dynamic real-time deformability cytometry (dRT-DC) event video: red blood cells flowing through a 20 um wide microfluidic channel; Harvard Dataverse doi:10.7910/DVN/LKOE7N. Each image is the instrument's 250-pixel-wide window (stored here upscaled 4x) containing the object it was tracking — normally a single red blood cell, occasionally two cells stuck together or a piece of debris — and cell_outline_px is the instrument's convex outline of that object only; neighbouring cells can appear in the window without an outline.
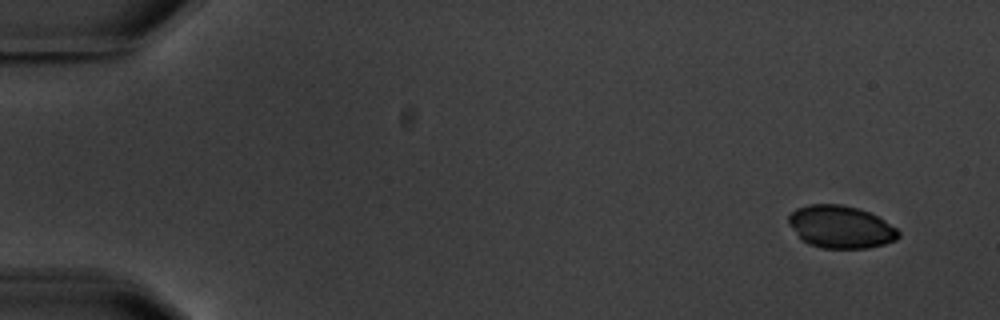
{"species": "common noctule bat (a hibernating species)", "species_latin": "Nyctalus noctula", "temperature_condition": "warm", "stored_images_in_passage": 4, "camera_frame_rate_fps": 3000, "um_per_image_px": 0.085, "animal": {"sex": "male", "body_mass_g": 20.1, "forearm_length_mm": 53.5}, "frame": {"image": 1, "passage_image": 1, "time_ms": 0.0, "image_size_px": [1000, 320], "cell_outline_px": [[900, 236], [896, 240], [884, 244], [868, 248], [820, 248], [808, 244], [788, 224], [788, 216], [796, 208], [808, 204], [840, 204], [856, 208], [868, 212], [884, 220], [896, 228], [900, 232]], "centroid_in_image_um": [71.46, 19.29], "position_along_channel_um": 13.5, "area_um2": 27.11}}
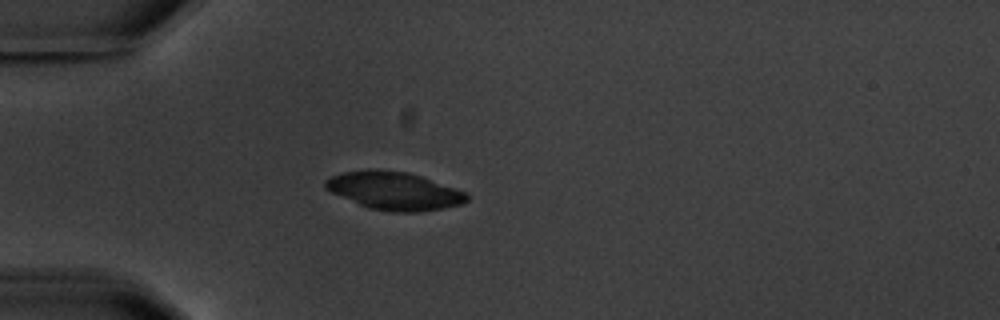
{"frame": {"image": 2, "passage_image": 4, "time_ms": 4.333, "image_size_px": [1000, 320], "cell_outline_px": [[468, 200], [464, 204], [444, 208], [420, 212], [388, 212], [368, 208], [332, 192], [324, 188], [324, 180], [332, 176], [344, 172], [368, 168], [408, 172], [468, 192]], "centroid_in_image_um": [33.53, 16.22], "position_along_channel_um": 51.5, "area_um2": 31.5}}